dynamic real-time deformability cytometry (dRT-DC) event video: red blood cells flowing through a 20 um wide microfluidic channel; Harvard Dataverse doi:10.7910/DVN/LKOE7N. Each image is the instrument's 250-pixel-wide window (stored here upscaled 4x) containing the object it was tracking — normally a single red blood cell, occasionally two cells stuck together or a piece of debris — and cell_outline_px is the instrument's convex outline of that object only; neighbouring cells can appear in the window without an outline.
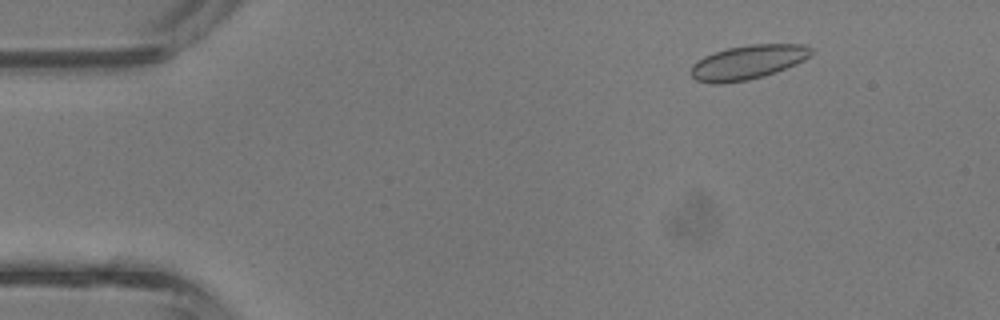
{"species": "common noctule bat (a hibernating species)", "species_latin": "Nyctalus noctula", "temperature_condition": "room temperature", "stored_images_in_passage": 43, "camera_frame_rate_fps": 3000, "um_per_image_px": 0.085, "animal": {"sex": "male", "body_mass_g": 13.3}, "frame": {"image": 1, "passage_image": 6, "time_ms": 1.667, "image_size_px": [1000, 320], "cell_outline_px": [[816, 52], [812, 56], [796, 64], [776, 72], [764, 76], [748, 80], [724, 84], [708, 84], [696, 80], [688, 72], [692, 64], [696, 60], [704, 56], [728, 48], [752, 44], [804, 44], [816, 48]], "centroid_in_image_um": [63.59, 5.29], "position_along_channel_um": 21.4, "area_um2": 24.57}}
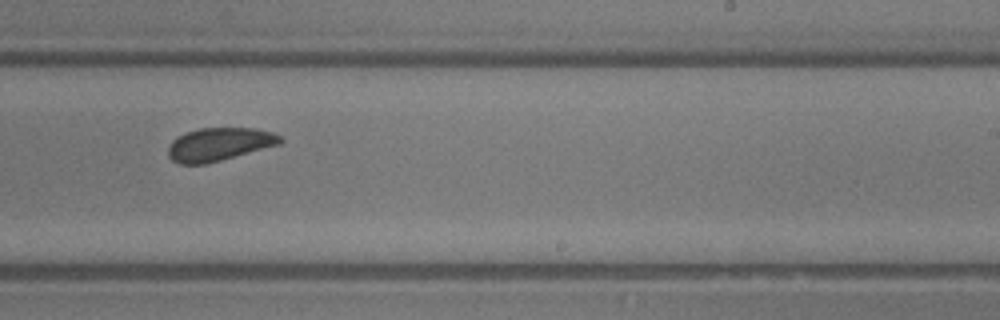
{"frame": {"image": 2, "passage_image": 27, "time_ms": 8.667, "image_size_px": [1000, 320], "cell_outline_px": [[284, 140], [280, 144], [220, 160], [204, 164], [180, 164], [172, 160], [168, 156], [168, 148], [172, 140], [176, 136], [200, 128], [256, 128], [272, 132], [280, 136]], "centroid_in_image_um": [18.62, 12.26], "position_along_channel_um": 270.4, "area_um2": 21.5}}
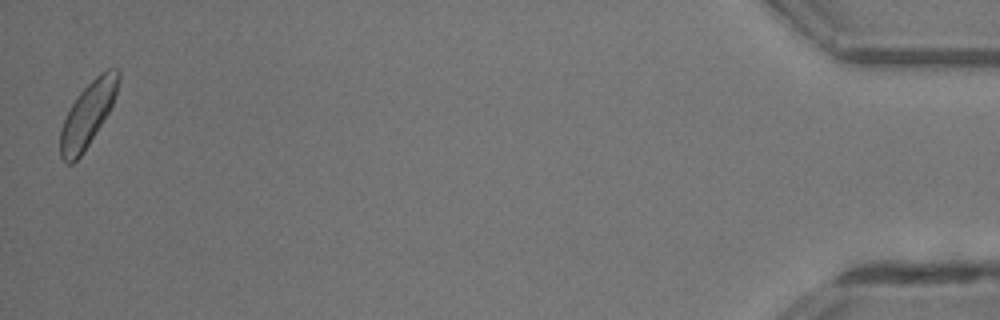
{"frame": {"image": 3, "passage_image": 43, "time_ms": 14.0, "image_size_px": [1000, 320], "cell_outline_px": [[120, 80], [112, 104], [108, 112], [88, 144], [80, 156], [72, 164], [68, 164], [60, 156], [60, 128], [72, 104], [80, 92], [96, 76], [108, 68], [116, 68], [120, 72]], "centroid_in_image_um": [7.45, 9.7], "position_along_channel_um": 427.7, "area_um2": 21.21}, "authors_computed_cell_mechanics": {"area_um2": 22.3686, "velocity_mm_per_s": 4.7774, "shape_relaxation_time_tau1_ms": 1.6682, "shape_relaxation_time_tau2_ms": 0.9176, "deformation_change_tau1": 0.0641, "deformation_change_tau2": 0.0516}}